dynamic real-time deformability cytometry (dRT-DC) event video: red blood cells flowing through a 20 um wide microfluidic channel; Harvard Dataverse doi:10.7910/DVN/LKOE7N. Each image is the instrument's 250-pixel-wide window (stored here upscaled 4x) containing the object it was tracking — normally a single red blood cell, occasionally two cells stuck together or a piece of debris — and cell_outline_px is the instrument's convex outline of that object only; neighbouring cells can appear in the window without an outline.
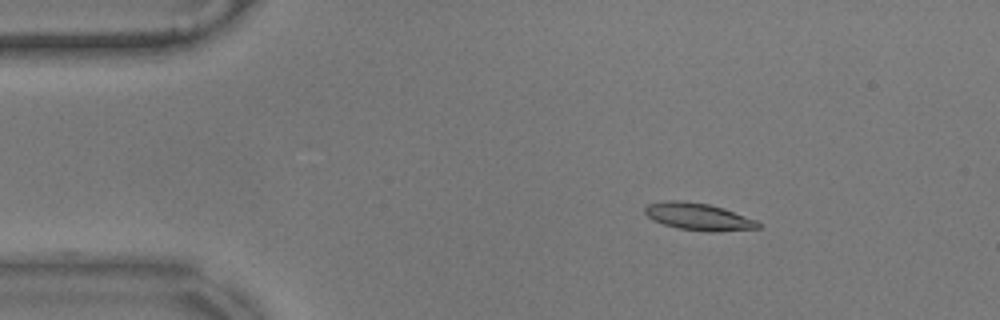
{"species": "common noctule bat (a hibernating species)", "species_latin": "Nyctalus noctula", "temperature_condition": "warm", "stored_images_in_passage": 55, "camera_frame_rate_fps": 3000, "um_per_image_px": 0.085, "animal": {"sex": "male", "body_mass_g": 17.9}, "frame": {"image": 1, "passage_image": 8, "time_ms": 2.333, "image_size_px": [1000, 320], "cell_outline_px": [[760, 228], [716, 232], [708, 232], [676, 228], [652, 220], [644, 212], [644, 208], [648, 204], [668, 200], [684, 200], [708, 204], [724, 208], [756, 220], [760, 224]], "centroid_in_image_um": [59.35, 18.42], "position_along_channel_um": 25.6, "area_um2": 18.03}}
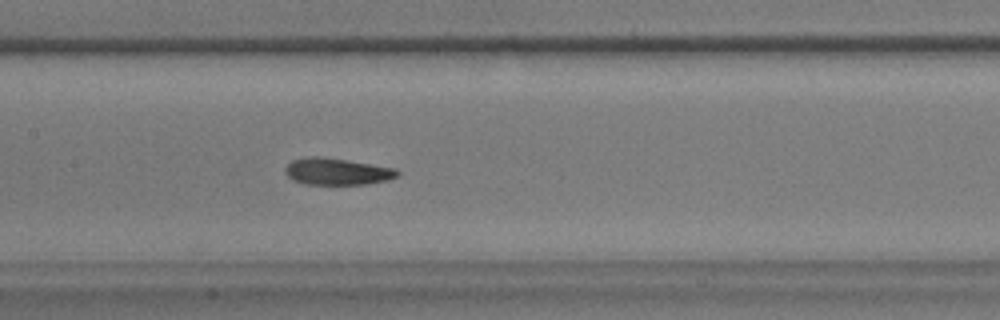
{"frame": {"image": 2, "passage_image": 26, "time_ms": 8.333, "image_size_px": [1000, 320], "cell_outline_px": [[400, 176], [388, 180], [364, 184], [304, 184], [292, 180], [284, 172], [284, 168], [292, 160], [312, 156], [320, 156], [396, 168], [400, 172]], "centroid_in_image_um": [28.65, 14.58], "position_along_channel_um": 178.8, "area_um2": 17.51}}
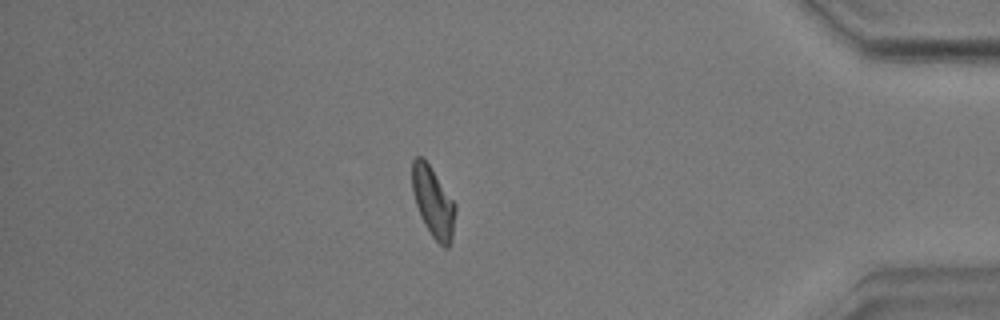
{"frame": {"image": 3, "passage_image": 48, "time_ms": 15.667, "image_size_px": [1000, 320], "cell_outline_px": [[456, 212], [452, 240], [448, 248], [444, 248], [432, 236], [416, 204], [412, 192], [412, 160], [416, 156], [424, 156], [456, 204]], "centroid_in_image_um": [36.84, 17.13], "position_along_channel_um": 398.4, "area_um2": 17.69}, "authors_computed_cell_mechanics": {"area_um2": 17.6868, "velocity_mm_per_s": 3.5269, "shape_relaxation_time_tau1_ms": 3.7326, "shape_relaxation_time_tau2_ms": 4.066, "deformation_change_tau1": 0.1551, "deformation_change_tau2": 0.1056}}